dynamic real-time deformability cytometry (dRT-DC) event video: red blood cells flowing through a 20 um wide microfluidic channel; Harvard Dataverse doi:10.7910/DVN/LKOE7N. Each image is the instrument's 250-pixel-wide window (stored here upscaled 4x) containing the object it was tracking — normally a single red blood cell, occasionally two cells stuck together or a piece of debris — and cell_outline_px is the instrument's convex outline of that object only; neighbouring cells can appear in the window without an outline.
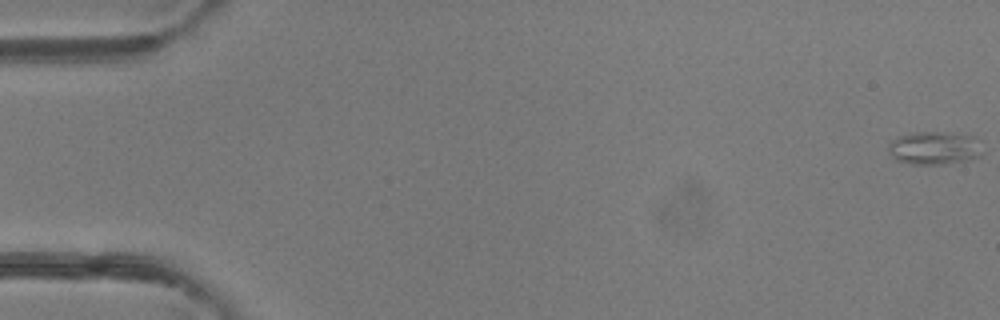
{"species": "common noctule bat (a hibernating species)", "species_latin": "Nyctalus noctula", "temperature_condition": "room temperature", "stored_images_in_passage": 50, "camera_frame_rate_fps": 3000, "um_per_image_px": 0.085, "animal": {"sex": "female"}, "frame": {"image": 1, "passage_image": 1, "time_ms": 0.0, "image_size_px": [1000, 320], "cell_outline_px": [[984, 152], [980, 156], [968, 160], [944, 164], [908, 164], [896, 160], [888, 148], [888, 144], [892, 140], [900, 136], [912, 132], [940, 132], [972, 136], [980, 140]], "centroid_in_image_um": [79.46, 12.59], "position_along_channel_um": 5.5, "area_um2": 18.26}}
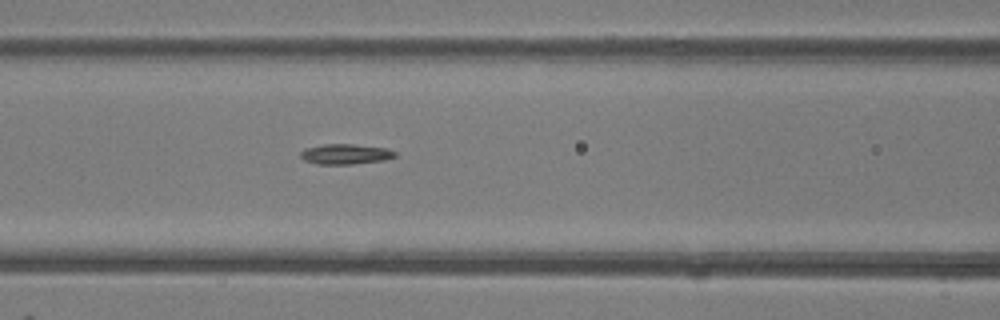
{"frame": {"image": 2, "passage_image": 22, "time_ms": 7.0, "image_size_px": [1000, 320], "cell_outline_px": [[396, 156], [384, 160], [352, 164], [316, 164], [304, 160], [300, 156], [300, 152], [304, 148], [324, 144], [352, 144], [388, 148], [396, 152]], "centroid_in_image_um": [29.35, 13.09], "position_along_channel_um": 137.2, "area_um2": 11.21}}
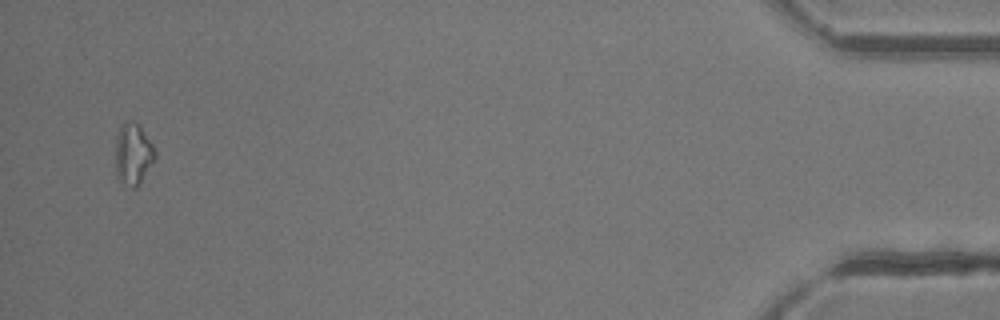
{"frame": {"image": 3, "passage_image": 49, "time_ms": 16.0, "image_size_px": [1000, 320], "cell_outline_px": [[156, 156], [136, 188], [132, 188], [120, 180], [116, 176], [116, 136], [120, 124], [124, 120], [132, 120], [140, 124], [156, 148]], "centroid_in_image_um": [11.32, 13.01], "position_along_channel_um": 423.9, "area_um2": 14.39}, "authors_computed_cell_mechanics": {"area_um2": 11.3288, "velocity_mm_per_s": 4.1572, "shape_relaxation_time_tau1_ms": 1.0493, "shape_relaxation_time_tau2_ms": 7.1471, "deformation_change_tau1": 0.0941, "deformation_change_tau2": 0.1765}}